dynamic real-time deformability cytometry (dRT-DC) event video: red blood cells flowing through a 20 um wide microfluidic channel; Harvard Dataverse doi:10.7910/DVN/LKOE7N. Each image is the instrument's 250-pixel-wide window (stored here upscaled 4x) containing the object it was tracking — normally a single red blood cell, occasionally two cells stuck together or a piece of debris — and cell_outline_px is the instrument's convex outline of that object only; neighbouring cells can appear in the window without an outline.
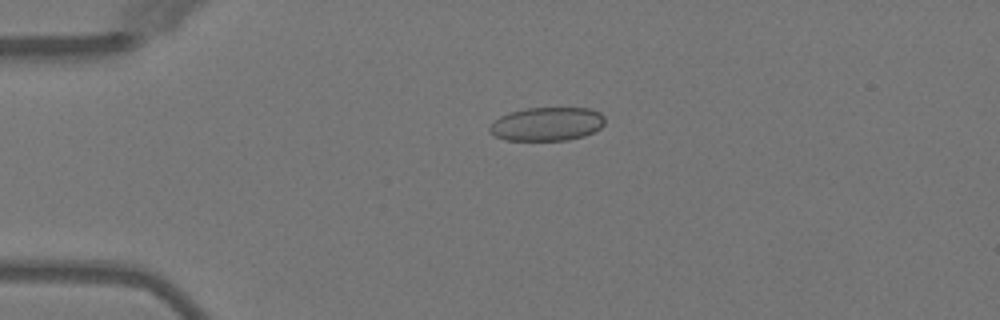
{"species": "Egyptian fruit bat (a non-hibernating species)", "species_latin": "Rousettus aegyptiacus", "temperature_condition": "warm", "stored_images_in_passage": 4, "camera_frame_rate_fps": 3000, "um_per_image_px": 0.085, "animal": {"sex": "female"}, "frame": {"image": 1, "passage_image": 2, "time_ms": 1.0, "image_size_px": [1000, 320], "cell_outline_px": [[604, 124], [600, 128], [584, 136], [568, 140], [504, 140], [488, 132], [488, 128], [500, 116], [512, 112], [528, 108], [588, 108], [600, 112], [604, 116]], "centroid_in_image_um": [46.5, 10.54], "position_along_channel_um": 38.5, "area_um2": 22.48}}
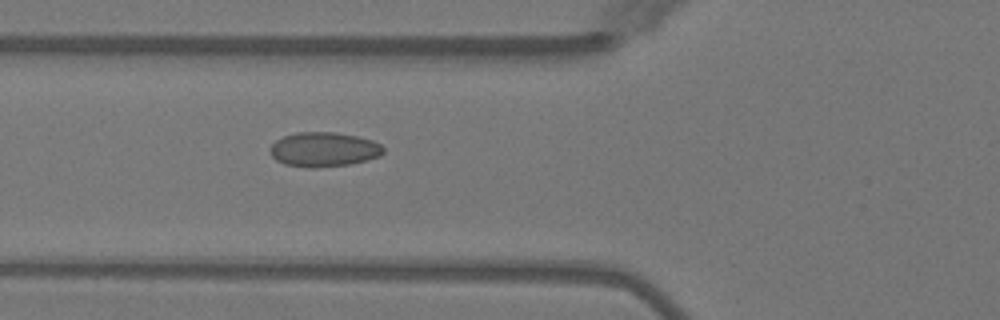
{"frame": {"image": 2, "passage_image": 4, "time_ms": 3.333, "image_size_px": [1000, 320], "cell_outline_px": [[384, 152], [380, 156], [352, 164], [316, 168], [308, 168], [284, 164], [276, 160], [268, 152], [268, 148], [276, 140], [284, 136], [296, 132], [336, 132], [356, 136], [372, 140], [380, 144], [384, 148]], "centroid_in_image_um": [27.5, 12.71], "position_along_channel_um": 98.3, "area_um2": 23.06}}